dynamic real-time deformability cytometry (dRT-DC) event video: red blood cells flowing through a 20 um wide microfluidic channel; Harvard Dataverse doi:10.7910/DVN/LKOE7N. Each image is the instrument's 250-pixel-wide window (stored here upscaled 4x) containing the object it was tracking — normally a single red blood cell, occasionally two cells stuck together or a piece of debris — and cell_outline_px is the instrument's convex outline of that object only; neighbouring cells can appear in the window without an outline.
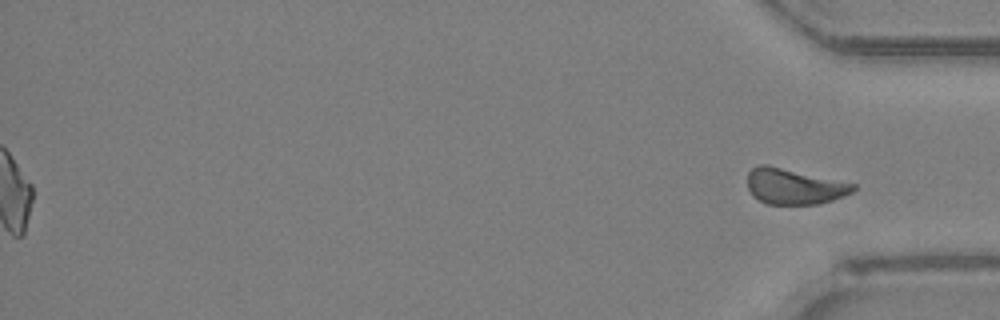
{"species": "Egyptian fruit bat (a non-hibernating species)", "species_latin": "Rousettus aegyptiacus", "temperature_condition": "room temperature", "stored_images_in_passage": 48, "segment_of_instrument_passage": [2, 2], "camera_frame_rate_fps": 3000, "um_per_image_px": 0.085, "animal": {"sex": "female"}, "frame": {"image": 1, "passage_image": 48, "time_ms": 15.667, "image_size_px": [1000, 320], "cell_outline_px": [[856, 188], [852, 192], [844, 196], [820, 204], [768, 204], [752, 196], [748, 188], [748, 172], [752, 168], [760, 164], [768, 164], [856, 184]], "centroid_in_image_um": [67.5, 15.84], "position_along_channel_um": 367.7, "area_um2": 22.08}}